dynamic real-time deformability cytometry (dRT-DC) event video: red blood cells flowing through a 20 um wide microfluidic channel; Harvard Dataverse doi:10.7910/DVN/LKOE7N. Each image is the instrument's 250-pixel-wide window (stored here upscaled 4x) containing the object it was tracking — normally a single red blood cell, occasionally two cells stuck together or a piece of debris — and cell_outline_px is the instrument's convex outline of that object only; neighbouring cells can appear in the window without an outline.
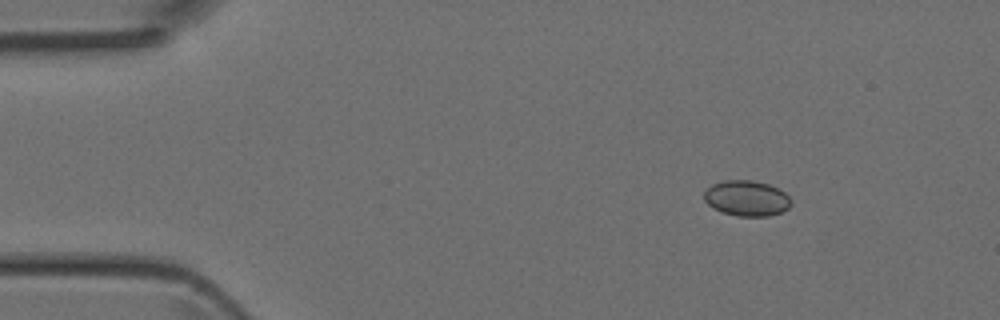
{"species": "Egyptian fruit bat (a non-hibernating species)", "species_latin": "Rousettus aegyptiacus", "temperature_condition": "room temperature", "stored_images_in_passage": 4, "segment_of_instrument_passage": [1, 2], "camera_frame_rate_fps": 3000, "um_per_image_px": 0.085, "animal": {"sex": "female"}, "frame": {"image": 1, "passage_image": 1, "time_ms": 0.0, "image_size_px": [1000, 320], "cell_outline_px": [[792, 204], [788, 208], [780, 212], [768, 216], [740, 216], [724, 212], [712, 208], [704, 200], [704, 192], [712, 184], [724, 180], [752, 180], [768, 184], [780, 188], [792, 200]], "centroid_in_image_um": [63.48, 16.84], "position_along_channel_um": 21.5, "area_um2": 18.03}}
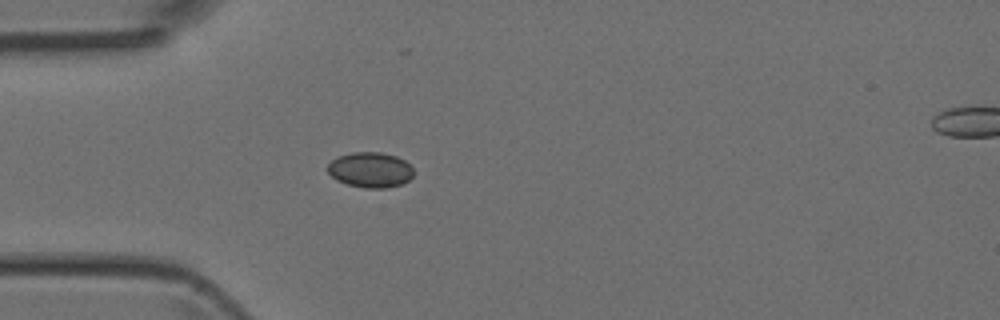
{"frame": {"image": 2, "passage_image": 3, "time_ms": 0.667, "image_size_px": [1000, 320], "cell_outline_px": [[416, 172], [404, 184], [388, 188], [364, 188], [348, 184], [336, 180], [328, 172], [328, 164], [332, 160], [340, 156], [352, 152], [380, 152], [396, 156], [404, 160]], "centroid_in_image_um": [31.51, 14.45], "position_along_channel_um": 53.5, "area_um2": 17.74}}